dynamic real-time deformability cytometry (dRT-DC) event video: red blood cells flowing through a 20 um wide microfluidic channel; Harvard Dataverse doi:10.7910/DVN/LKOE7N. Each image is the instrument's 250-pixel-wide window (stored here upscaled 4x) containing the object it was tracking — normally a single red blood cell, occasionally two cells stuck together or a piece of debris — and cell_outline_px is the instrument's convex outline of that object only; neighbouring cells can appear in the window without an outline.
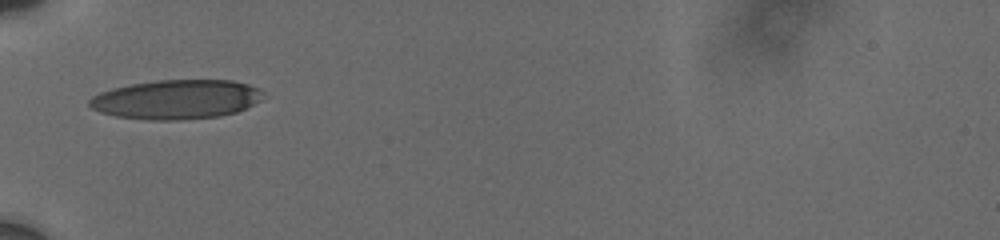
{"species": "human", "species_latin": "Homo sapiens", "temperature_condition": "cold", "stored_images_in_passage": 4, "camera_frame_rate_fps": 3000, "um_per_image_px": 0.085, "donor": {"sex": "male"}, "frame": {"image": 1, "passage_image": 1, "time_ms": 0.0, "image_size_px": [1000, 240], "cell_outline_px": [[260, 100], [248, 108], [236, 112], [220, 116], [180, 120], [148, 120], [116, 116], [100, 112], [92, 108], [88, 104], [88, 100], [92, 96], [100, 92], [112, 88], [132, 84], [156, 80], [232, 80], [248, 84], [260, 88]], "centroid_in_image_um": [14.97, 8.45], "position_along_channel_um": 70.0, "area_um2": 39.88}}
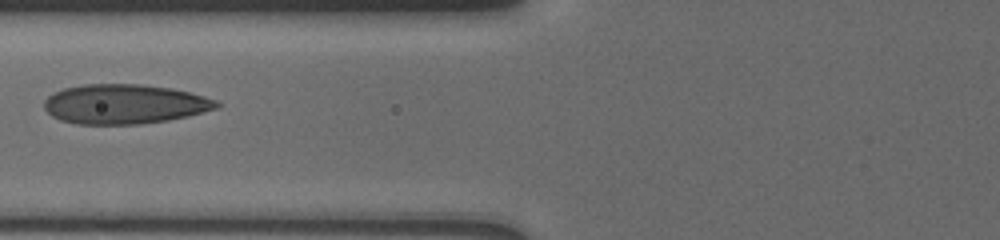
{"frame": {"image": 2, "passage_image": 2, "time_ms": 1.333, "image_size_px": [1000, 240], "cell_outline_px": [[220, 104], [216, 108], [188, 116], [168, 120], [140, 124], [76, 124], [60, 120], [52, 116], [44, 108], [44, 100], [48, 96], [64, 88], [84, 84], [140, 84], [172, 88], [204, 96], [216, 100]], "centroid_in_image_um": [10.56, 8.85], "position_along_channel_um": 115.2, "area_um2": 39.71}}
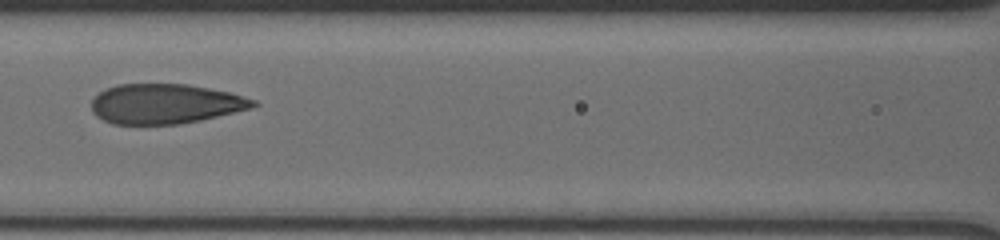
{"frame": {"image": 3, "passage_image": 3, "time_ms": 2.333, "image_size_px": [1000, 240], "cell_outline_px": [[260, 104], [248, 108], [200, 120], [180, 124], [112, 124], [96, 116], [92, 112], [92, 100], [104, 88], [116, 84], [188, 84], [228, 92], [256, 100]], "centroid_in_image_um": [14.0, 8.82], "position_along_channel_um": 152.6, "area_um2": 37.34}}